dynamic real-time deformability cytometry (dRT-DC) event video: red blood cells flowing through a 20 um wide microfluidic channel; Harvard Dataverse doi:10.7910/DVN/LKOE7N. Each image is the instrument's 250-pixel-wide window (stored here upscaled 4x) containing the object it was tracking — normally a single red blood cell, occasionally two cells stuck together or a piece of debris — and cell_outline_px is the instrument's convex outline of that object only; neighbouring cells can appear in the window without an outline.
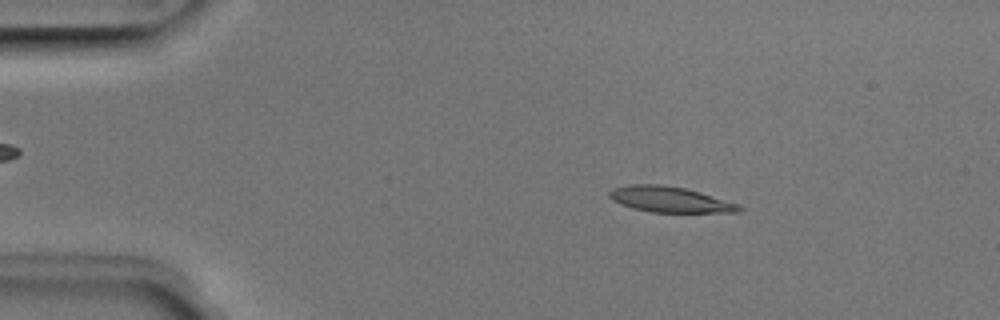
{"species": "Egyptian fruit bat (a non-hibernating species)", "species_latin": "Rousettus aegyptiacus", "temperature_condition": "room temperature", "stored_images_in_passage": 50, "camera_frame_rate_fps": 3000, "um_per_image_px": 0.085, "animal": {"sex": "male"}, "frame": {"image": 1, "passage_image": 8, "time_ms": 2.333, "image_size_px": [1000, 320], "cell_outline_px": [[744, 208], [740, 212], [652, 212], [632, 208], [620, 204], [612, 200], [608, 196], [608, 192], [612, 188], [628, 184], [660, 184], [684, 188], [700, 192], [740, 204]], "centroid_in_image_um": [56.92, 16.95], "position_along_channel_um": 28.1, "area_um2": 19.54}}
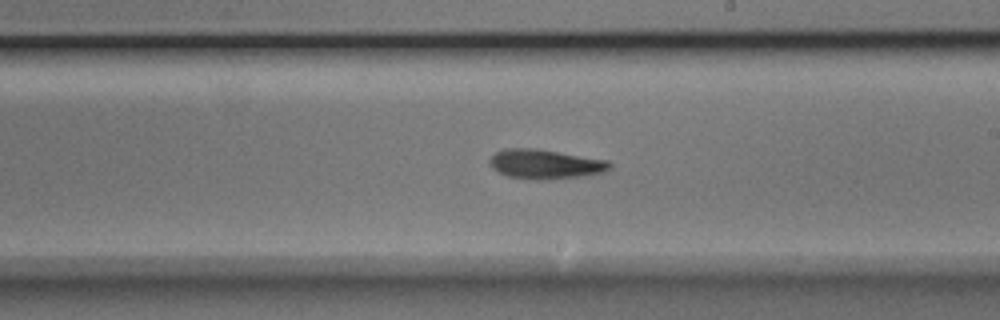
{"frame": {"image": 2, "passage_image": 29, "time_ms": 9.333, "image_size_px": [1000, 320], "cell_outline_px": [[612, 168], [604, 172], [588, 176], [548, 180], [536, 180], [508, 176], [492, 168], [488, 160], [496, 152], [504, 148], [536, 148], [608, 160], [612, 164]], "centroid_in_image_um": [46.39, 13.96], "position_along_channel_um": 242.6, "area_um2": 20.92}}
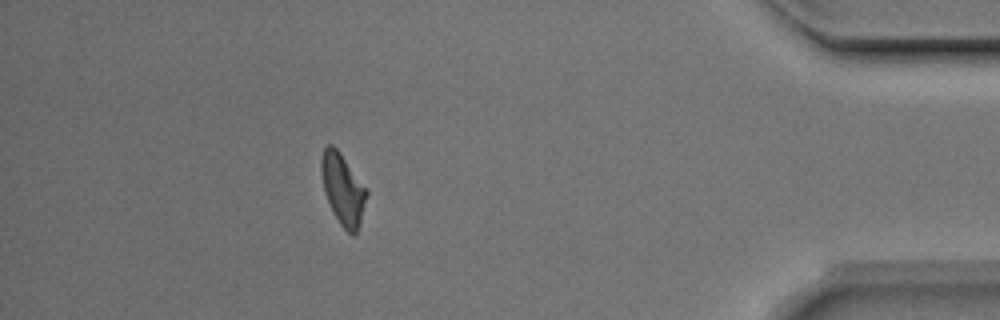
{"frame": {"image": 3, "passage_image": 45, "time_ms": 14.667, "image_size_px": [1000, 320], "cell_outline_px": [[368, 192], [360, 220], [356, 232], [352, 236], [340, 224], [332, 212], [324, 192], [320, 172], [320, 156], [324, 148], [328, 144], [332, 144], [340, 152]], "centroid_in_image_um": [29.09, 16.05], "position_along_channel_um": 406.1, "area_um2": 18.55}, "authors_computed_cell_mechanics": {"area_um2": 19.5942, "velocity_mm_per_s": 3.9463, "shape_relaxation_time_tau1_ms": 3.1026, "shape_relaxation_time_tau2_ms": 2.307, "deformation_change_tau1": 0.1322, "deformation_change_tau2": 0.0815}}